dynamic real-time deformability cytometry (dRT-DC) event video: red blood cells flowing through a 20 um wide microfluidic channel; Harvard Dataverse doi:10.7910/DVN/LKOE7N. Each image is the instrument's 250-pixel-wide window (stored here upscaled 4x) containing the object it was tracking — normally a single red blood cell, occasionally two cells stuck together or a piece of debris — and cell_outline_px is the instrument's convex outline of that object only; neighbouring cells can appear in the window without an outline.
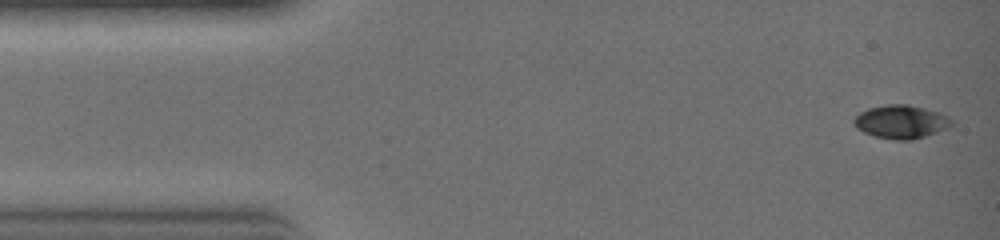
{"species": "common noctule bat (a hibernating species)", "species_latin": "Nyctalus noctula", "temperature_condition": "warm", "stored_images_in_passage": 30, "camera_frame_rate_fps": 3000, "um_per_image_px": 0.085, "animal": {"sex": "female", "body_mass_g": 19.0, "forearm_length_mm": 51.5}, "frame": {"image": 1, "passage_image": 1, "time_ms": 0.0, "image_size_px": [1000, 240], "cell_outline_px": [[952, 124], [948, 128], [912, 140], [896, 140], [872, 136], [856, 128], [852, 120], [860, 112], [868, 108], [888, 104], [908, 104], [936, 112], [952, 120]], "centroid_in_image_um": [76.52, 10.36], "position_along_channel_um": 8.5, "area_um2": 18.79}}
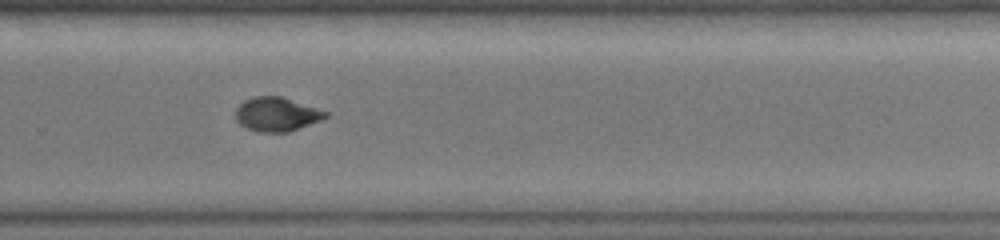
{"frame": {"image": 2, "passage_image": 20, "time_ms": 6.333, "image_size_px": [1000, 240], "cell_outline_px": [[328, 116], [320, 120], [288, 132], [256, 132], [240, 124], [236, 120], [236, 108], [244, 100], [252, 96], [280, 96], [328, 112]], "centroid_in_image_um": [23.48, 9.71], "position_along_channel_um": 306.3, "area_um2": 17.63}}
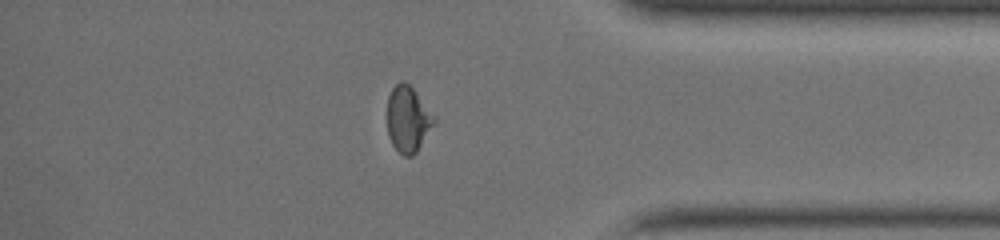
{"frame": {"image": 3, "passage_image": 25, "time_ms": 8.0, "image_size_px": [1000, 240], "cell_outline_px": [[436, 124], [416, 152], [412, 156], [404, 156], [392, 144], [388, 136], [388, 96], [392, 88], [400, 80], [404, 80], [412, 88], [436, 116]], "centroid_in_image_um": [34.7, 10.13], "position_along_channel_um": 400.5, "area_um2": 18.09}}